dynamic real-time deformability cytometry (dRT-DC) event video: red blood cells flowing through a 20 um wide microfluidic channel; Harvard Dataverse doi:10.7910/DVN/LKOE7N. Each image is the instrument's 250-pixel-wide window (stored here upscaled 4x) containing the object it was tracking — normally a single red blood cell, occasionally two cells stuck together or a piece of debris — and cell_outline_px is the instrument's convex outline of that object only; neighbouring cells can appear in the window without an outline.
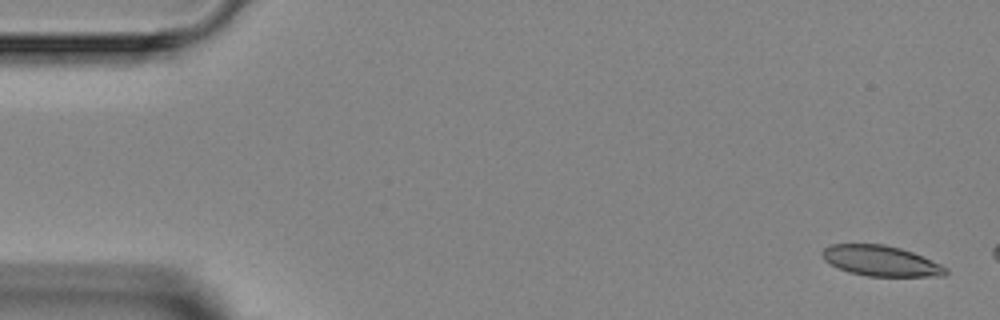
{"species": "Egyptian fruit bat (a non-hibernating species)", "species_latin": "Rousettus aegyptiacus", "temperature_condition": "room temperature", "stored_images_in_passage": 3, "camera_frame_rate_fps": 3000, "um_per_image_px": 0.085, "animal": {"sex": "female"}, "frame": {"image": 1, "passage_image": 1, "time_ms": 0.0, "image_size_px": [1000, 320], "cell_outline_px": [[948, 272], [944, 276], [868, 276], [848, 272], [824, 260], [820, 252], [828, 244], [884, 244], [900, 248], [912, 252], [940, 264], [948, 268]], "centroid_in_image_um": [74.86, 22.17], "position_along_channel_um": 10.1, "area_um2": 21.85}}